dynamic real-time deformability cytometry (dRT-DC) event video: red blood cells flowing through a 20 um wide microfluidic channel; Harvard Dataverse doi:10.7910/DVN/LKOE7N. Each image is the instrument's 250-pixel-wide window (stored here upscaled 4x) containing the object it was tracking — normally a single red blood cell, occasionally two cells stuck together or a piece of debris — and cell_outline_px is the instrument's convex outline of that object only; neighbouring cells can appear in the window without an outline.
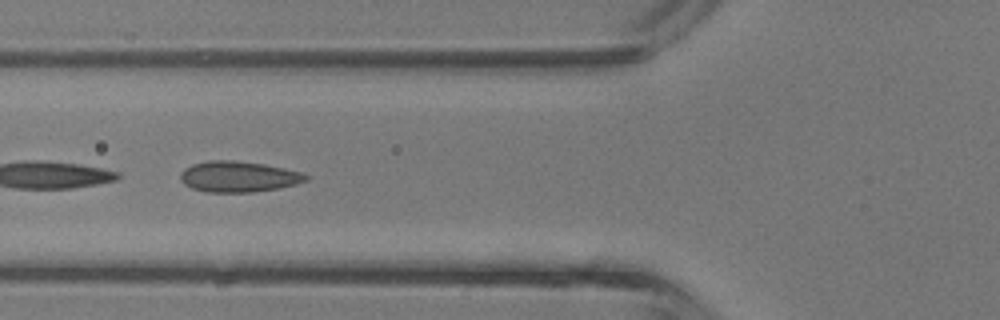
{"species": "common noctule bat (a hibernating species)", "species_latin": "Nyctalus noctula", "temperature_condition": "room temperature", "stored_images_in_passage": 2, "camera_frame_rate_fps": 3000, "um_per_image_px": 0.085, "animal": {"sex": "male", "body_mass_g": 13.3}, "frame": {"image": 1, "passage_image": 2, "time_ms": 0.333, "image_size_px": [1000, 320], "cell_outline_px": [[308, 180], [296, 184], [276, 188], [252, 192], [208, 192], [192, 188], [184, 184], [180, 180], [180, 172], [184, 168], [192, 164], [208, 160], [236, 160], [264, 164], [284, 168], [300, 172], [308, 176]], "centroid_in_image_um": [20.23, 15.0], "position_along_channel_um": 105.6, "area_um2": 22.54}}